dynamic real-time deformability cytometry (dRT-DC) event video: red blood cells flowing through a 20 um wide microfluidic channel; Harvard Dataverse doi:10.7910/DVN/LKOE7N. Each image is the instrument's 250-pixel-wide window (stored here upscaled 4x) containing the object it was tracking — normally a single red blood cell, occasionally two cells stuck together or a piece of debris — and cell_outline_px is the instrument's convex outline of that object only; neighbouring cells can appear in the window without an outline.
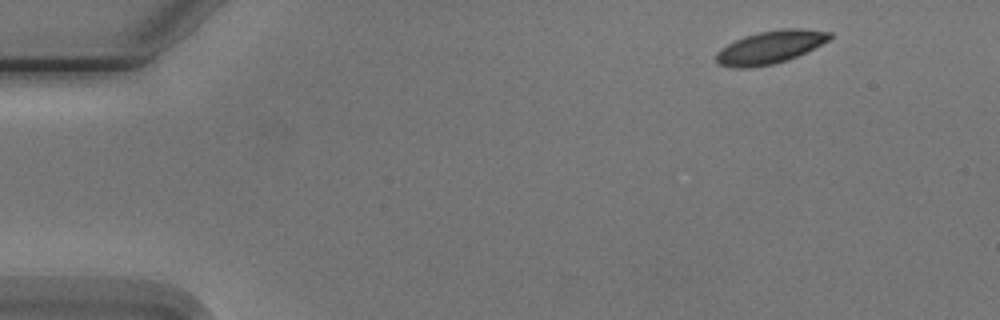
{"species": "Egyptian fruit bat (a non-hibernating species)", "species_latin": "Rousettus aegyptiacus", "temperature_condition": "cold", "stored_images_in_passage": 3, "camera_frame_rate_fps": 3000, "um_per_image_px": 0.085, "animal": {"sex": "male"}, "frame": {"image": 1, "passage_image": 1, "time_ms": 0.0, "image_size_px": [1000, 320], "cell_outline_px": [[832, 36], [828, 40], [788, 60], [772, 64], [748, 68], [732, 68], [716, 64], [716, 52], [720, 48], [744, 36], [760, 32], [780, 28], [800, 28], [832, 32]], "centroid_in_image_um": [65.41, 4.01], "position_along_channel_um": 19.6, "area_um2": 21.68}}